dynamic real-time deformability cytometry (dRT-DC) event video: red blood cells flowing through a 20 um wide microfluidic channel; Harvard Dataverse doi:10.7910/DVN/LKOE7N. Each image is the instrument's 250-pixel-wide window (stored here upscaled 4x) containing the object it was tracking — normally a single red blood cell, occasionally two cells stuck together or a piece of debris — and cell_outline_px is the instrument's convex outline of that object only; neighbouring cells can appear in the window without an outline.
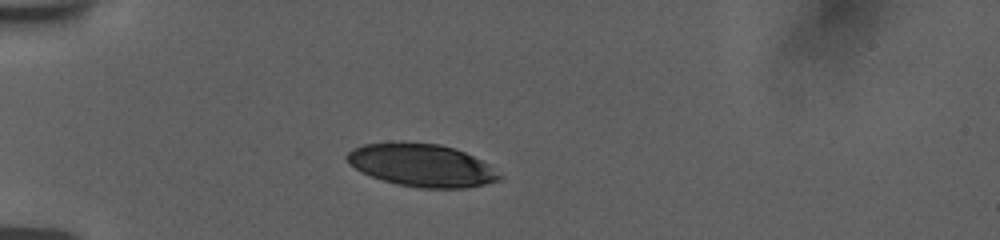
{"species": "human", "species_latin": "Homo sapiens", "temperature_condition": "room temperature", "stored_images_in_passage": 60, "camera_frame_rate_fps": 3000, "um_per_image_px": 0.085, "donor": {"sex": "female"}, "frame": {"image": 1, "passage_image": 16, "time_ms": 3.333, "image_size_px": [1000, 240], "cell_outline_px": [[504, 176], [500, 180], [468, 188], [420, 188], [396, 184], [372, 176], [348, 164], [344, 156], [352, 148], [364, 144], [440, 144], [464, 152], [488, 164]], "centroid_in_image_um": [35.87, 14.08], "position_along_channel_um": 49.1, "area_um2": 37.22}}
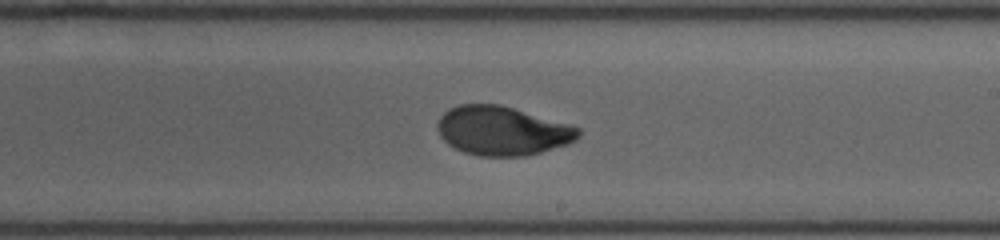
{"frame": {"image": 2, "passage_image": 31, "time_ms": 9.333, "image_size_px": [1000, 240], "cell_outline_px": [[580, 136], [576, 140], [568, 144], [540, 152], [524, 156], [476, 156], [464, 152], [448, 144], [440, 136], [436, 128], [436, 124], [440, 116], [448, 108], [460, 104], [500, 104], [568, 124], [580, 128]], "centroid_in_image_um": [42.66, 11.11], "position_along_channel_um": 246.3, "area_um2": 40.29}}
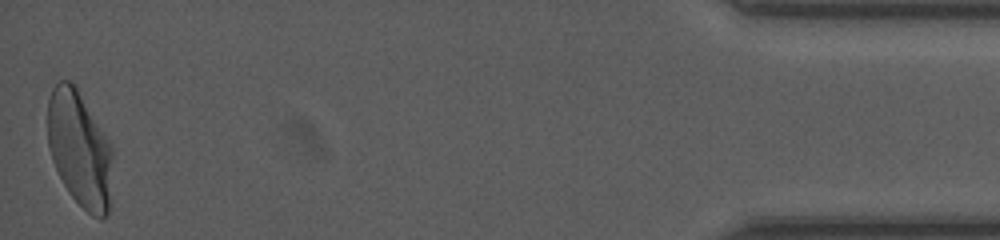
{"frame": {"image": 3, "passage_image": 59, "time_ms": 16.333, "image_size_px": [1000, 240], "cell_outline_px": [[112, 156], [108, 212], [100, 220], [92, 216], [68, 192], [52, 160], [48, 148], [48, 100], [52, 88], [60, 80], [68, 80], [76, 84], [112, 144]], "centroid_in_image_um": [6.76, 12.61], "position_along_channel_um": 428.4, "area_um2": 43.99}, "authors_computed_cell_mechanics": {"area_um2": 40.7201, "velocity_mm_per_s": 3.7417, "shape_relaxation_time_tau1_ms": 3.8412, "shape_relaxation_time_tau2_ms": 1.0173, "deformation_change_tau1": 0.1652, "deformation_change_tau2": 0.048}}